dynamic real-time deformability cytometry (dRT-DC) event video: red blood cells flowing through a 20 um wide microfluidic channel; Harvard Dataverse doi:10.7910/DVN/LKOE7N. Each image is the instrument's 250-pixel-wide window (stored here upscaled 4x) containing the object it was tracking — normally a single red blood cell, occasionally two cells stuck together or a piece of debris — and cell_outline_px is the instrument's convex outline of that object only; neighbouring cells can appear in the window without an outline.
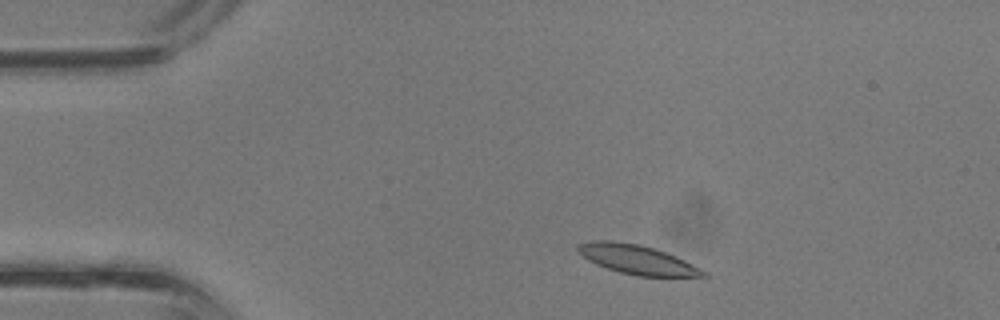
{"species": "common noctule bat (a hibernating species)", "species_latin": "Nyctalus noctula", "temperature_condition": "room temperature", "stored_images_in_passage": 34, "camera_frame_rate_fps": 3000, "um_per_image_px": 0.085, "animal": {"sex": "male", "body_mass_g": 13.3}, "frame": {"image": 1, "passage_image": 3, "time_ms": 0.667, "image_size_px": [1000, 320], "cell_outline_px": [[708, 276], [636, 276], [620, 272], [596, 264], [588, 260], [576, 248], [580, 244], [588, 240], [612, 240], [640, 244], [676, 256], [708, 272]], "centroid_in_image_um": [54.14, 22.05], "position_along_channel_um": 30.9, "area_um2": 21.15}}
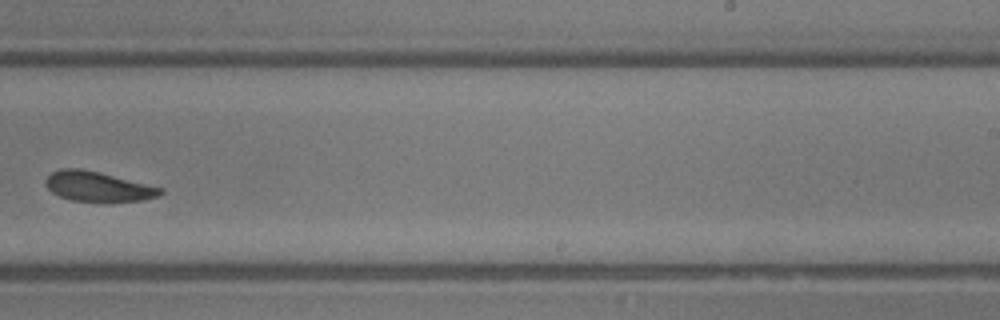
{"frame": {"image": 2, "passage_image": 20, "time_ms": 6.333, "image_size_px": [1000, 320], "cell_outline_px": [[164, 192], [160, 196], [140, 200], [72, 200], [60, 196], [52, 192], [48, 188], [44, 180], [52, 172], [60, 168], [80, 168], [100, 172], [164, 188]], "centroid_in_image_um": [8.33, 15.82], "position_along_channel_um": 280.7, "area_um2": 19.59}}
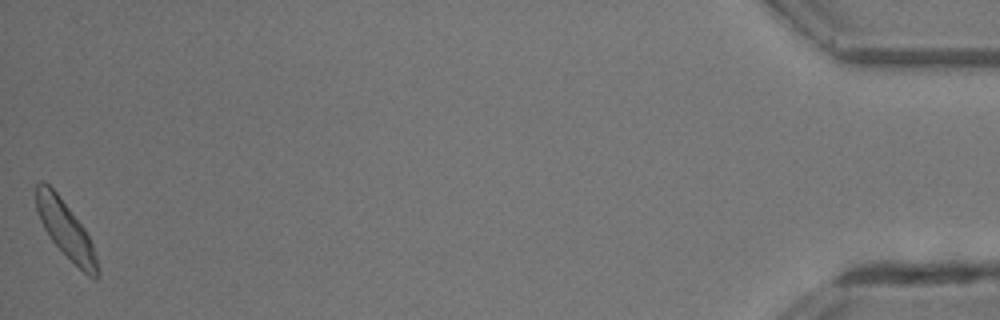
{"frame": {"image": 3, "passage_image": 34, "time_ms": 11.0, "image_size_px": [1000, 320], "cell_outline_px": [[100, 276], [96, 280], [88, 276], [52, 240], [44, 228], [36, 212], [36, 184], [40, 180], [44, 180], [56, 192], [84, 228], [92, 244], [96, 256], [100, 272]], "centroid_in_image_um": [5.58, 19.51], "position_along_channel_um": 429.6, "area_um2": 19.88}}